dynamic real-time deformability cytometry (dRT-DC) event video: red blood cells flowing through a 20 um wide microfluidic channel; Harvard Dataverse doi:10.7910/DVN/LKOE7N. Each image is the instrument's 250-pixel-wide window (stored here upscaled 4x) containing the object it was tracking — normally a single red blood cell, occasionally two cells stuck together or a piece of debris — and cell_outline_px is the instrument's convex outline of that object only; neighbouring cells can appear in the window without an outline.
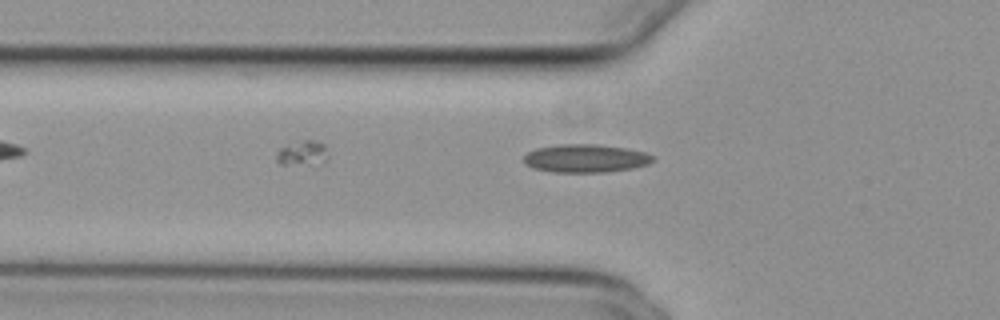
{"species": "common noctule bat (a hibernating species)", "species_latin": "Nyctalus noctula", "temperature_condition": "cold", "stored_images_in_passage": 34, "camera_frame_rate_fps": 3000, "um_per_image_px": 0.085, "animal": {"sex": "female", "body_mass_g": 29.2, "forearm_length_mm": 56.3}, "frame": {"image": 1, "passage_image": 3, "time_ms": 0.667, "image_size_px": [1000, 320], "cell_outline_px": [[656, 160], [648, 164], [632, 168], [604, 172], [552, 172], [532, 168], [524, 164], [524, 156], [528, 152], [536, 148], [560, 144], [596, 144], [628, 148], [644, 152], [652, 156]], "centroid_in_image_um": [49.76, 13.46], "position_along_channel_um": 76.0, "area_um2": 21.27}}
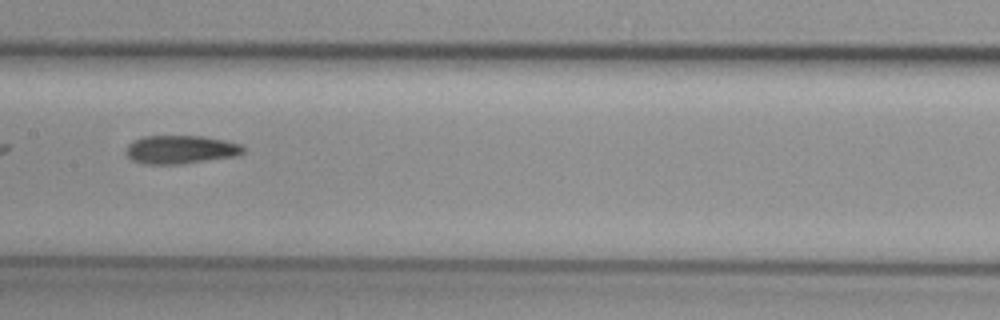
{"frame": {"image": 2, "passage_image": 12, "time_ms": 3.667, "image_size_px": [1000, 320], "cell_outline_px": [[244, 152], [236, 156], [180, 164], [144, 164], [132, 160], [124, 152], [128, 144], [144, 136], [204, 136], [224, 140], [240, 144], [244, 148]], "centroid_in_image_um": [15.34, 12.71], "position_along_channel_um": 192.1, "area_um2": 19.36}}
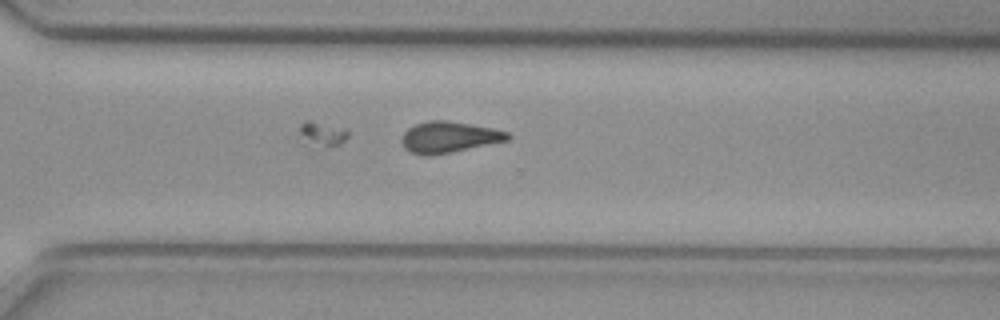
{"frame": {"image": 3, "passage_image": 23, "time_ms": 7.333, "image_size_px": [1000, 320], "cell_outline_px": [[512, 136], [508, 140], [452, 152], [424, 156], [412, 152], [404, 148], [400, 140], [404, 132], [408, 128], [416, 124], [428, 120], [448, 120], [492, 128], [508, 132]], "centroid_in_image_um": [38.14, 11.65], "position_along_channel_um": 332.5, "area_um2": 19.19}}